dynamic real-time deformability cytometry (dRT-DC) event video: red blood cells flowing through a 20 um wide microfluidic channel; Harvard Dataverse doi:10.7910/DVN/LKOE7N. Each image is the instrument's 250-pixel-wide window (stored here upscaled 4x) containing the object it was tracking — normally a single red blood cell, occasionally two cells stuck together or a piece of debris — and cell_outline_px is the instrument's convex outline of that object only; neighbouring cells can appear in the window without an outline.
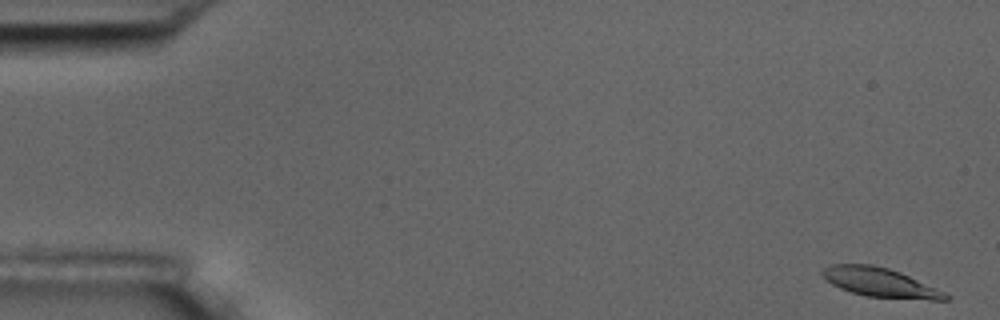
{"species": "common noctule bat (a hibernating species)", "species_latin": "Nyctalus noctula", "temperature_condition": "room temperature", "stored_images_in_passage": 55, "camera_frame_rate_fps": 3000, "um_per_image_px": 0.085, "animal": {"sex": "male", "body_mass_g": 17.5, "forearm_length_mm": 52.3}, "frame": {"image": 1, "passage_image": 1, "time_ms": 0.0, "image_size_px": [1000, 320], "cell_outline_px": [[948, 300], [932, 300], [868, 296], [852, 292], [840, 288], [824, 280], [820, 272], [824, 268], [832, 264], [872, 264], [888, 268], [900, 272], [948, 292]], "centroid_in_image_um": [74.82, 24.0], "position_along_channel_um": 10.2, "area_um2": 20.98}}
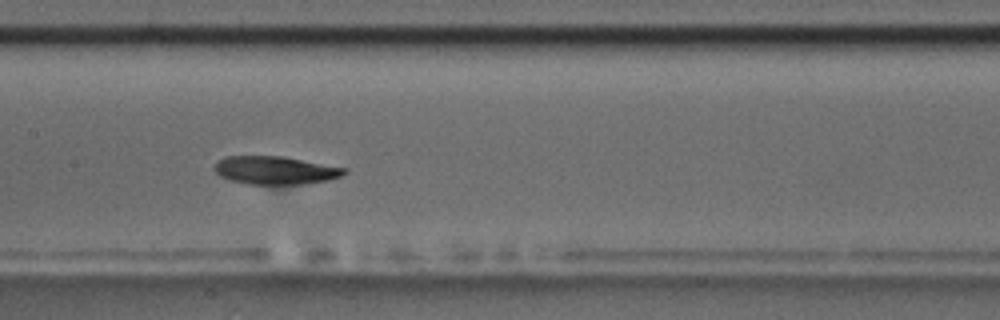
{"frame": {"image": 2, "passage_image": 27, "time_ms": 8.667, "image_size_px": [1000, 320], "cell_outline_px": [[348, 172], [340, 176], [328, 180], [300, 184], [248, 184], [232, 180], [220, 176], [212, 168], [220, 160], [228, 156], [280, 156], [348, 168]], "centroid_in_image_um": [23.41, 14.47], "position_along_channel_um": 184.0, "area_um2": 21.04}}
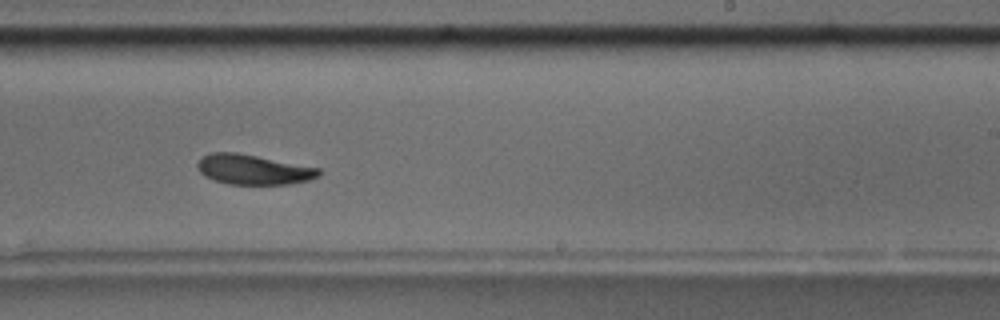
{"frame": {"image": 3, "passage_image": 34, "time_ms": 11.0, "image_size_px": [1000, 320], "cell_outline_px": [[320, 176], [308, 180], [288, 184], [228, 184], [204, 176], [196, 168], [196, 164], [204, 156], [212, 152], [236, 152], [320, 168]], "centroid_in_image_um": [21.52, 14.41], "position_along_channel_um": 267.5, "area_um2": 21.04}, "authors_computed_cell_mechanics": {"area_um2": 21.6172, "velocity_mm_per_s": 3.5825, "shape_relaxation_time_tau1_ms": 7.3964, "shape_relaxation_time_tau2_ms": 3.2777, "deformation_change_tau1": 0.1837, "deformation_change_tau2": 0.0897}}